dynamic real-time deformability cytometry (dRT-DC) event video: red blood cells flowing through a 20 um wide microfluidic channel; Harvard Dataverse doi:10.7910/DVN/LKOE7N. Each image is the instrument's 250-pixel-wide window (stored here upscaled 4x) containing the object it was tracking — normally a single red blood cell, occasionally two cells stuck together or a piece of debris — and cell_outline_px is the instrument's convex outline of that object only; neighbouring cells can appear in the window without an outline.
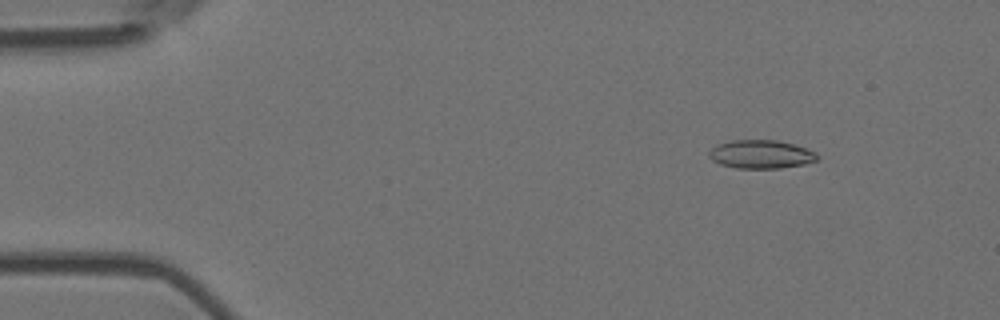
{"species": "Egyptian fruit bat (a non-hibernating species)", "species_latin": "Rousettus aegyptiacus", "temperature_condition": "room temperature", "stored_images_in_passage": 5, "camera_frame_rate_fps": 3000, "um_per_image_px": 0.085, "animal": {"sex": "female"}, "frame": {"image": 1, "passage_image": 2, "time_ms": 0.333, "image_size_px": [1000, 320], "cell_outline_px": [[820, 156], [816, 160], [804, 164], [780, 168], [736, 168], [720, 164], [712, 160], [708, 156], [708, 152], [716, 144], [732, 140], [776, 140], [792, 144], [816, 152]], "centroid_in_image_um": [64.65, 13.11], "position_along_channel_um": 20.3, "area_um2": 17.92}}